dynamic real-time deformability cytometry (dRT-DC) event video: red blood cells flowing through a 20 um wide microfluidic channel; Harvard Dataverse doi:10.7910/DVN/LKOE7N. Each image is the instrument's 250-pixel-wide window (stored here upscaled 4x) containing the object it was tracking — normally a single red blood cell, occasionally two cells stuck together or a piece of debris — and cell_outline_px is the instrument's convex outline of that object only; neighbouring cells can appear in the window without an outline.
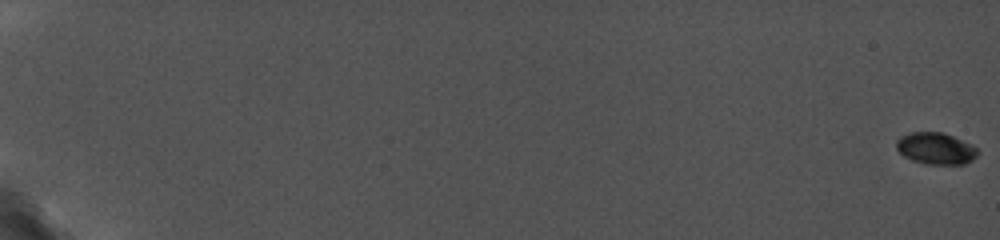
{"species": "common noctule bat (a hibernating species)", "species_latin": "Nyctalus noctula", "temperature_condition": "cold", "stored_images_in_passage": 47, "camera_frame_rate_fps": 5000, "um_per_image_px": 0.085, "animal": {"sex": "female", "body_mass_g": 19.0, "forearm_length_mm": 56.7}, "frame": {"image": 1, "passage_image": 1, "time_ms": 0.0, "image_size_px": [1000, 240], "cell_outline_px": [[980, 152], [972, 160], [964, 164], [924, 164], [912, 160], [904, 156], [896, 148], [896, 140], [900, 136], [912, 132], [944, 132], [972, 144]], "centroid_in_image_um": [79.54, 12.61], "position_along_channel_um": 5.5, "area_um2": 15.14}}
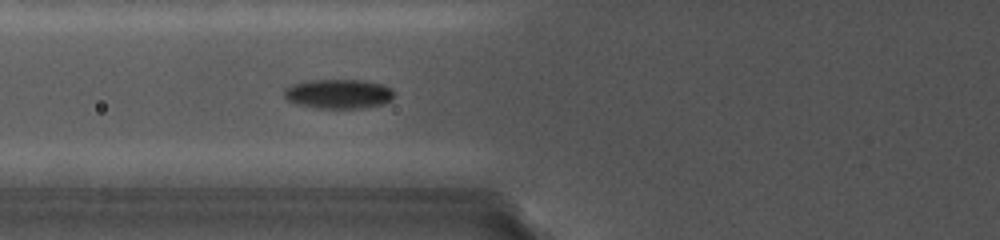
{"frame": {"image": 2, "passage_image": 20, "time_ms": 8.8, "image_size_px": [1000, 240], "cell_outline_px": [[392, 100], [384, 104], [364, 108], [316, 108], [296, 104], [288, 100], [284, 96], [284, 88], [292, 84], [308, 80], [364, 80], [384, 84], [392, 88]], "centroid_in_image_um": [28.78, 7.98], "position_along_channel_um": 97.0, "area_um2": 19.07}}
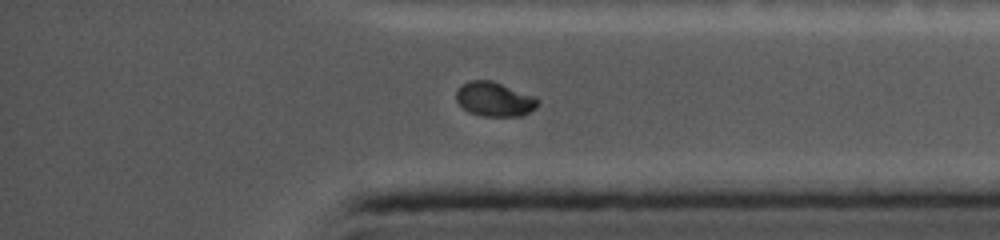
{"frame": {"image": 3, "passage_image": 47, "time_ms": 16.6, "image_size_px": [1000, 240], "cell_outline_px": [[540, 104], [536, 108], [524, 116], [484, 116], [468, 112], [456, 100], [456, 88], [460, 84], [468, 80], [492, 80], [536, 96], [540, 100]], "centroid_in_image_um": [42.05, 8.42], "position_along_channel_um": 393.1, "area_um2": 16.76}}